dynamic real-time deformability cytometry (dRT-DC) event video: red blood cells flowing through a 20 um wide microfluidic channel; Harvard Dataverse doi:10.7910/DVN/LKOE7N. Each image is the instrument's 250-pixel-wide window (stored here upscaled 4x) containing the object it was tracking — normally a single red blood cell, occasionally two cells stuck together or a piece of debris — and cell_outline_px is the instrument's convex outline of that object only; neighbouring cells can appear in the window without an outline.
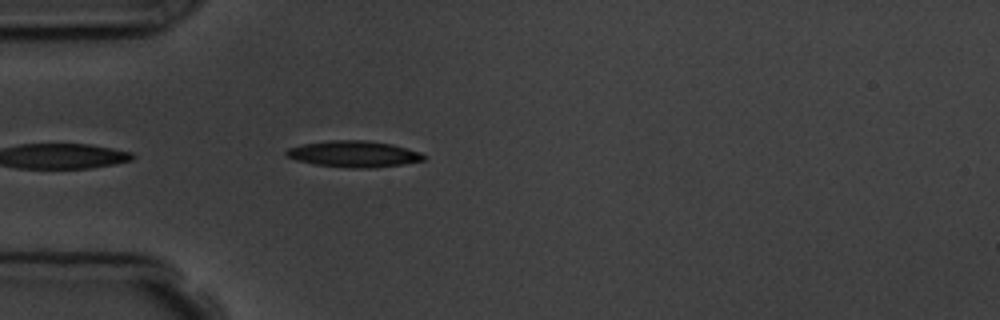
{"species": "common noctule bat (a hibernating species)", "species_latin": "Nyctalus noctula", "temperature_condition": "room temperature", "stored_images_in_passage": 4, "camera_frame_rate_fps": 3000, "um_per_image_px": 0.085, "animal": {"sex": "male", "body_mass_g": 19.5, "forearm_length_mm": 54.6}, "frame": {"image": 1, "passage_image": 4, "time_ms": 4.333, "image_size_px": [1000, 320], "cell_outline_px": [[428, 156], [424, 160], [404, 164], [376, 168], [348, 168], [316, 164], [296, 160], [284, 156], [284, 152], [288, 148], [304, 144], [332, 140], [364, 140], [392, 144], [420, 152]], "centroid_in_image_um": [30.09, 13.1], "position_along_channel_um": 54.9, "area_um2": 21.15}}